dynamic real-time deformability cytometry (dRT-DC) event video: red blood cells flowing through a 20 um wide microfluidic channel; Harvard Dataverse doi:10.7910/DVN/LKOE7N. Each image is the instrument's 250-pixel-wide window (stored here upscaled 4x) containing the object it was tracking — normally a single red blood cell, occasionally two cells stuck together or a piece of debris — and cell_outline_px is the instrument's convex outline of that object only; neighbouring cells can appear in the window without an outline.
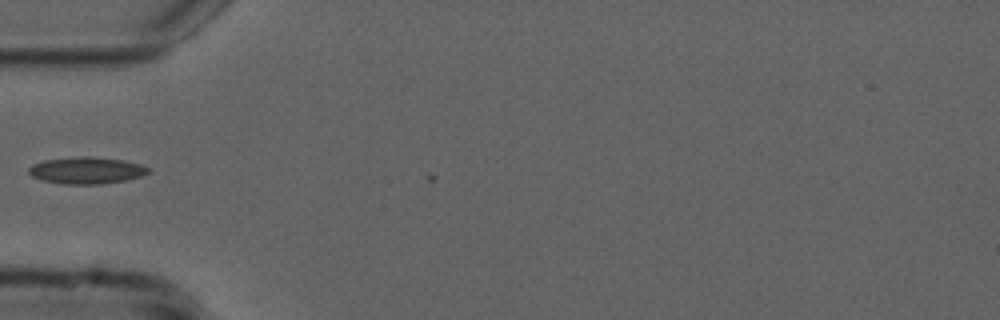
{"species": "common noctule bat (a hibernating species)", "species_latin": "Nyctalus noctula", "temperature_condition": "cold", "stored_images_in_passage": 3, "camera_frame_rate_fps": 3000, "um_per_image_px": 0.085, "animal": {"sex": "male", "forearm_length_mm": 52.5}, "frame": {"image": 1, "passage_image": 2, "time_ms": 0.333, "image_size_px": [1000, 320], "cell_outline_px": [[152, 172], [140, 176], [124, 180], [100, 184], [60, 184], [40, 180], [32, 176], [28, 172], [28, 168], [32, 164], [44, 160], [84, 156], [88, 156], [124, 160], [140, 164], [148, 168]], "centroid_in_image_um": [7.32, 14.49], "position_along_channel_um": 77.7, "area_um2": 18.67}}